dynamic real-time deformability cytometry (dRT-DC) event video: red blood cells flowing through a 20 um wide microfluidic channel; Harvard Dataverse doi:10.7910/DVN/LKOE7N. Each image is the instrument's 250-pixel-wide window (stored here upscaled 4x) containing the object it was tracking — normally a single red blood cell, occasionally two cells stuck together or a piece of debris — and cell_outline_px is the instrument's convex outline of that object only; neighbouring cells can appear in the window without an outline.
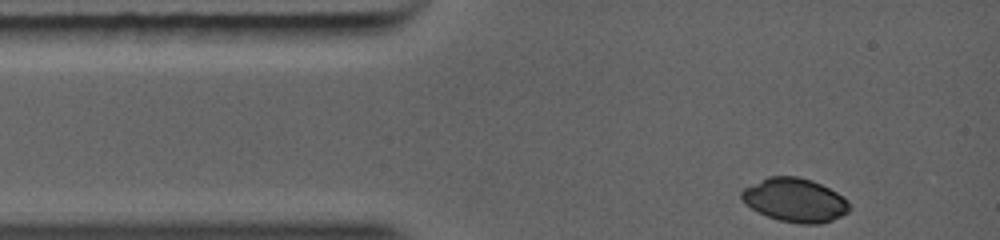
{"species": "common noctule bat (a hibernating species)", "species_latin": "Nyctalus noctula", "temperature_condition": "warm", "stored_images_in_passage": 6, "segment_of_instrument_passage": [1, 2], "camera_frame_rate_fps": 5000, "um_per_image_px": 0.085, "animal": {"sex": "female", "body_mass_g": 19.0, "forearm_length_mm": 56.7}, "frame": {"image": 1, "passage_image": 1, "time_ms": 0.0, "image_size_px": [1000, 240], "cell_outline_px": [[848, 212], [832, 220], [820, 224], [800, 224], [780, 220], [768, 216], [752, 208], [740, 196], [740, 192], [744, 188], [768, 176], [796, 176], [812, 180], [836, 192], [848, 200]], "centroid_in_image_um": [67.57, 17.0], "position_along_channel_um": 17.4, "area_um2": 27.11}}
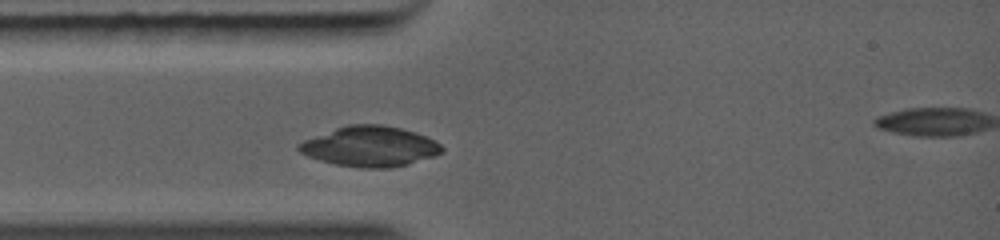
{"frame": {"image": 2, "passage_image": 5, "time_ms": 1.6, "image_size_px": [1000, 240], "cell_outline_px": [[444, 152], [408, 164], [388, 168], [360, 168], [336, 164], [320, 160], [308, 156], [300, 152], [296, 148], [296, 144], [304, 140], [336, 128], [348, 124], [380, 124], [400, 128], [416, 132], [440, 144], [444, 148]], "centroid_in_image_um": [31.43, 12.45], "position_along_channel_um": 53.6, "area_um2": 33.35}}